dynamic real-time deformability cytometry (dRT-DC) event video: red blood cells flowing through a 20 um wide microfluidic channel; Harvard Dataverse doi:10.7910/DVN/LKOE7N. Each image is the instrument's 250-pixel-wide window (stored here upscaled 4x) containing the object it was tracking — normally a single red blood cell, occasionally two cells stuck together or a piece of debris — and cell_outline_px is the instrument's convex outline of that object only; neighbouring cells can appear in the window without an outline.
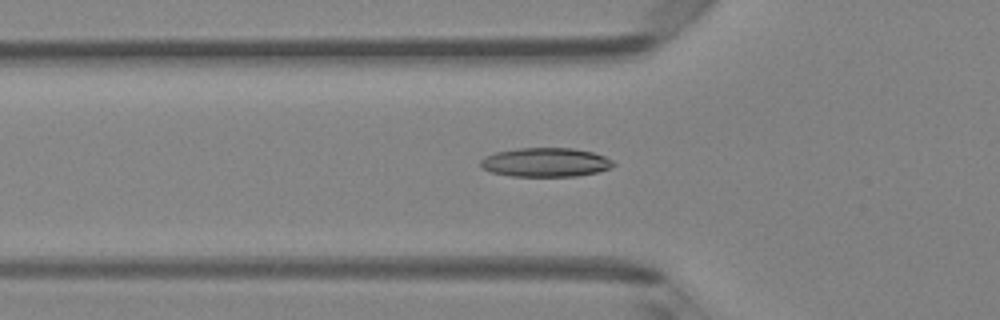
{"species": "Egyptian fruit bat (a non-hibernating species)", "species_latin": "Rousettus aegyptiacus", "temperature_condition": "room temperature", "stored_images_in_passage": 43, "camera_frame_rate_fps": 3000, "um_per_image_px": 0.085, "animal": {"sex": "female"}, "frame": {"image": 1, "passage_image": 11, "time_ms": 3.333, "image_size_px": [1000, 320], "cell_outline_px": [[616, 164], [608, 168], [596, 172], [576, 176], [512, 176], [492, 172], [484, 168], [480, 164], [480, 160], [484, 156], [496, 152], [520, 148], [572, 148], [592, 152], [604, 156], [612, 160]], "centroid_in_image_um": [46.36, 13.79], "position_along_channel_um": 79.4, "area_um2": 22.25}}
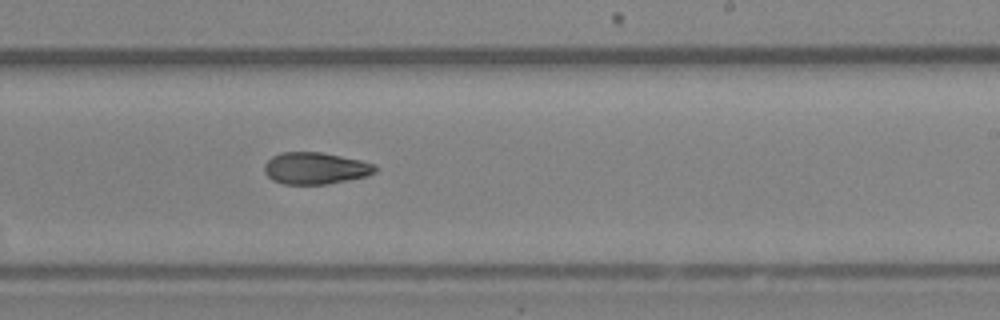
{"frame": {"image": 2, "passage_image": 24, "time_ms": 7.667, "image_size_px": [1000, 320], "cell_outline_px": [[376, 172], [368, 176], [328, 184], [284, 184], [272, 180], [264, 172], [264, 164], [272, 156], [280, 152], [320, 152], [360, 160], [376, 164]], "centroid_in_image_um": [26.81, 14.3], "position_along_channel_um": 262.2, "area_um2": 20.63}}
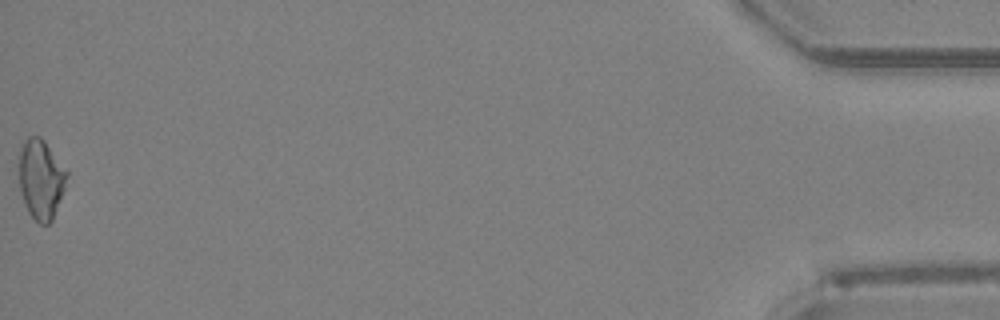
{"frame": {"image": 3, "passage_image": 43, "time_ms": 14.0, "image_size_px": [1000, 320], "cell_outline_px": [[68, 176], [64, 188], [52, 220], [48, 224], [40, 224], [28, 212], [20, 192], [16, 164], [24, 140], [28, 136], [40, 136], [44, 140], [68, 172]], "centroid_in_image_um": [3.43, 15.2], "position_along_channel_um": 431.8, "area_um2": 22.43}, "authors_computed_cell_mechanics": {"area_um2": 21.1548, "velocity_mm_per_s": 4.217, "shape_relaxation_time_tau1_ms": null, "shape_relaxation_time_tau2_ms": 7.1248, "deformation_change_tau1": null, "deformation_change_tau2": 0.1534}}